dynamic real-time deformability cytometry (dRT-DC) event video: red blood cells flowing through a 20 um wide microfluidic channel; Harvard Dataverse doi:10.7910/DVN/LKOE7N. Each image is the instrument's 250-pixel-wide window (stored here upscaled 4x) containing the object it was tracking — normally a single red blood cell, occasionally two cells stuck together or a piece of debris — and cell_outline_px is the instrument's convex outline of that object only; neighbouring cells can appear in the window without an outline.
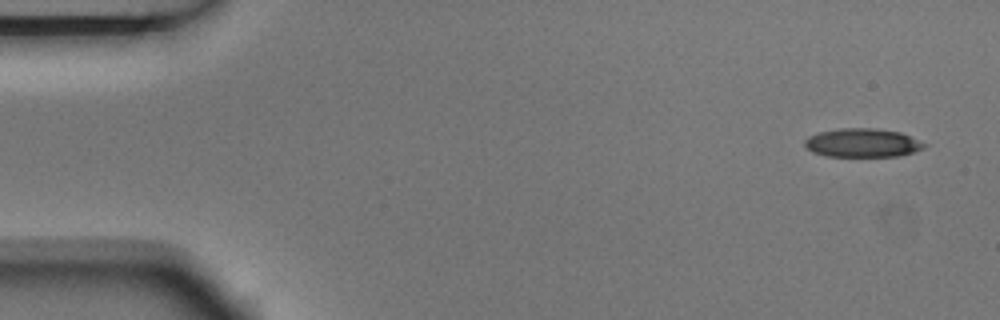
{"species": "Egyptian fruit bat (a non-hibernating species)", "species_latin": "Rousettus aegyptiacus", "temperature_condition": "room temperature", "stored_images_in_passage": 4, "camera_frame_rate_fps": 3000, "um_per_image_px": 0.085, "animal": {"sex": "male"}, "frame": {"image": 1, "passage_image": 1, "time_ms": 0.0, "image_size_px": [1000, 320], "cell_outline_px": [[928, 144], [924, 148], [900, 156], [828, 156], [812, 152], [804, 148], [804, 140], [808, 136], [820, 132], [840, 128], [876, 128], [900, 132]], "centroid_in_image_um": [73.29, 12.14], "position_along_channel_um": 11.7, "area_um2": 20.06}}
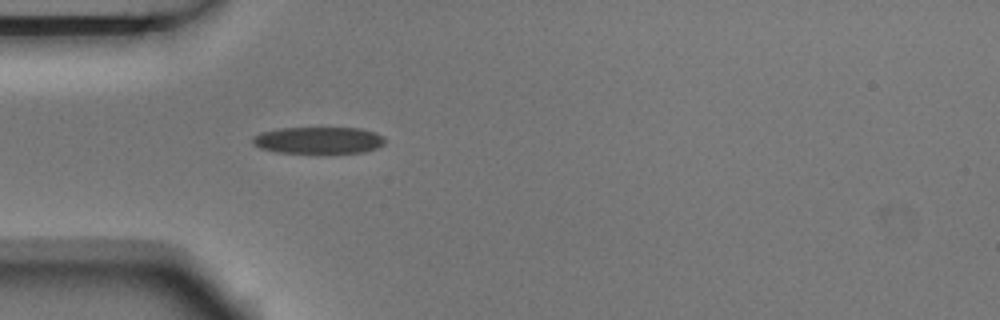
{"frame": {"image": 2, "passage_image": 4, "time_ms": 1.0, "image_size_px": [1000, 320], "cell_outline_px": [[384, 144], [376, 148], [364, 152], [276, 152], [260, 148], [252, 144], [252, 136], [260, 132], [280, 128], [360, 128], [376, 132], [384, 136]], "centroid_in_image_um": [27.05, 11.91], "position_along_channel_um": 57.9, "area_um2": 20.58}}